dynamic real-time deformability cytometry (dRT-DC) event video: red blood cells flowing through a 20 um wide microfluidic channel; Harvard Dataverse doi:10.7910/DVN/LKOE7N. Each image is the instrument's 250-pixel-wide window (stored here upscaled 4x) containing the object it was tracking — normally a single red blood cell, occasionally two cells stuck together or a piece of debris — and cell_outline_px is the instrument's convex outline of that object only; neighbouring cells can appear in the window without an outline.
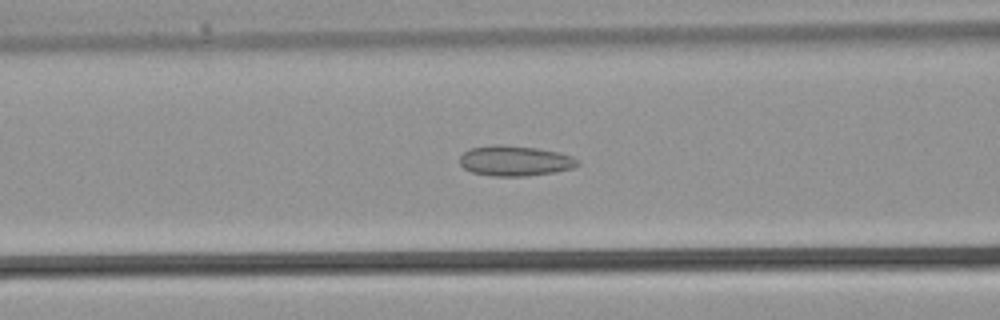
{"species": "common noctule bat (a hibernating species)", "species_latin": "Nyctalus noctula", "temperature_condition": "warm", "stored_images_in_passage": 33, "camera_frame_rate_fps": 3000, "um_per_image_px": 0.085, "animal": {"sex": "male", "body_mass_g": 21.5, "forearm_length_mm": 52.0}, "frame": {"image": 1, "passage_image": 13, "time_ms": 4.0, "image_size_px": [1000, 320], "cell_outline_px": [[580, 164], [572, 168], [556, 172], [524, 176], [492, 176], [472, 172], [464, 168], [460, 164], [460, 156], [464, 152], [472, 148], [492, 144], [500, 144], [536, 148], [560, 152], [572, 156], [580, 160]], "centroid_in_image_um": [43.79, 13.66], "position_along_channel_um": 122.8, "area_um2": 20.92}}
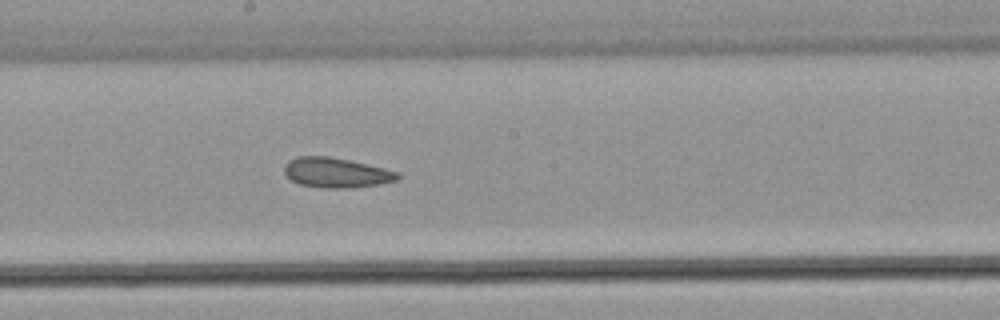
{"frame": {"image": 2, "passage_image": 18, "time_ms": 5.667, "image_size_px": [1000, 320], "cell_outline_px": [[400, 176], [396, 180], [376, 184], [344, 188], [324, 188], [300, 184], [292, 180], [284, 172], [284, 164], [288, 160], [296, 156], [328, 156], [348, 160], [384, 168], [400, 172]], "centroid_in_image_um": [28.54, 14.66], "position_along_channel_um": 219.7, "area_um2": 19.54}}
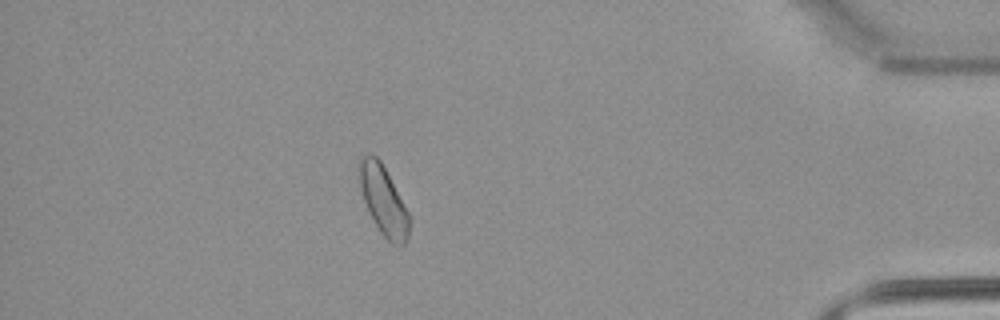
{"frame": {"image": 3, "passage_image": 30, "time_ms": 9.667, "image_size_px": [1000, 320], "cell_outline_px": [[412, 220], [408, 236], [404, 244], [392, 244], [380, 232], [364, 200], [360, 188], [356, 168], [360, 160], [368, 152], [376, 156], [380, 160], [408, 212]], "centroid_in_image_um": [32.58, 17.01], "position_along_channel_um": 402.6, "area_um2": 19.94}}